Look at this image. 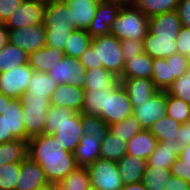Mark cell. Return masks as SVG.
Segmentation results:
<instances>
[{
	"mask_svg": "<svg viewBox=\"0 0 190 190\" xmlns=\"http://www.w3.org/2000/svg\"><path fill=\"white\" fill-rule=\"evenodd\" d=\"M75 113L74 110L51 106L46 116L44 134H53L63 122L71 118Z\"/></svg>",
	"mask_w": 190,
	"mask_h": 190,
	"instance_id": "42",
	"label": "cell"
},
{
	"mask_svg": "<svg viewBox=\"0 0 190 190\" xmlns=\"http://www.w3.org/2000/svg\"><path fill=\"white\" fill-rule=\"evenodd\" d=\"M171 69V83L181 77L190 68L189 57L175 53L166 58Z\"/></svg>",
	"mask_w": 190,
	"mask_h": 190,
	"instance_id": "46",
	"label": "cell"
},
{
	"mask_svg": "<svg viewBox=\"0 0 190 190\" xmlns=\"http://www.w3.org/2000/svg\"><path fill=\"white\" fill-rule=\"evenodd\" d=\"M20 174V163H7L0 166V190H15Z\"/></svg>",
	"mask_w": 190,
	"mask_h": 190,
	"instance_id": "44",
	"label": "cell"
},
{
	"mask_svg": "<svg viewBox=\"0 0 190 190\" xmlns=\"http://www.w3.org/2000/svg\"><path fill=\"white\" fill-rule=\"evenodd\" d=\"M148 31L149 17L134 4L121 7L111 27V34L120 41H143Z\"/></svg>",
	"mask_w": 190,
	"mask_h": 190,
	"instance_id": "3",
	"label": "cell"
},
{
	"mask_svg": "<svg viewBox=\"0 0 190 190\" xmlns=\"http://www.w3.org/2000/svg\"><path fill=\"white\" fill-rule=\"evenodd\" d=\"M86 80L83 89L85 91L111 90L119 83V78L111 71L97 68L85 72Z\"/></svg>",
	"mask_w": 190,
	"mask_h": 190,
	"instance_id": "27",
	"label": "cell"
},
{
	"mask_svg": "<svg viewBox=\"0 0 190 190\" xmlns=\"http://www.w3.org/2000/svg\"><path fill=\"white\" fill-rule=\"evenodd\" d=\"M100 137L83 135L73 154L77 167H88L100 159Z\"/></svg>",
	"mask_w": 190,
	"mask_h": 190,
	"instance_id": "19",
	"label": "cell"
},
{
	"mask_svg": "<svg viewBox=\"0 0 190 190\" xmlns=\"http://www.w3.org/2000/svg\"><path fill=\"white\" fill-rule=\"evenodd\" d=\"M157 143V138L148 129H142L126 143V155L147 160Z\"/></svg>",
	"mask_w": 190,
	"mask_h": 190,
	"instance_id": "24",
	"label": "cell"
},
{
	"mask_svg": "<svg viewBox=\"0 0 190 190\" xmlns=\"http://www.w3.org/2000/svg\"><path fill=\"white\" fill-rule=\"evenodd\" d=\"M133 115V108L124 87L119 82L105 94L104 110L98 115L109 126Z\"/></svg>",
	"mask_w": 190,
	"mask_h": 190,
	"instance_id": "6",
	"label": "cell"
},
{
	"mask_svg": "<svg viewBox=\"0 0 190 190\" xmlns=\"http://www.w3.org/2000/svg\"><path fill=\"white\" fill-rule=\"evenodd\" d=\"M72 10L73 27L87 30L95 17L98 2L91 0H64Z\"/></svg>",
	"mask_w": 190,
	"mask_h": 190,
	"instance_id": "22",
	"label": "cell"
},
{
	"mask_svg": "<svg viewBox=\"0 0 190 190\" xmlns=\"http://www.w3.org/2000/svg\"><path fill=\"white\" fill-rule=\"evenodd\" d=\"M190 183L178 177H171L163 190H187Z\"/></svg>",
	"mask_w": 190,
	"mask_h": 190,
	"instance_id": "55",
	"label": "cell"
},
{
	"mask_svg": "<svg viewBox=\"0 0 190 190\" xmlns=\"http://www.w3.org/2000/svg\"><path fill=\"white\" fill-rule=\"evenodd\" d=\"M28 156V141L15 139L0 143V166L7 163H21Z\"/></svg>",
	"mask_w": 190,
	"mask_h": 190,
	"instance_id": "30",
	"label": "cell"
},
{
	"mask_svg": "<svg viewBox=\"0 0 190 190\" xmlns=\"http://www.w3.org/2000/svg\"><path fill=\"white\" fill-rule=\"evenodd\" d=\"M127 145L123 139L113 135L110 131L102 139L100 145L101 159L119 161L126 155Z\"/></svg>",
	"mask_w": 190,
	"mask_h": 190,
	"instance_id": "31",
	"label": "cell"
},
{
	"mask_svg": "<svg viewBox=\"0 0 190 190\" xmlns=\"http://www.w3.org/2000/svg\"><path fill=\"white\" fill-rule=\"evenodd\" d=\"M28 156L40 165L50 184H58L77 167L74 154L66 151L52 134L30 138Z\"/></svg>",
	"mask_w": 190,
	"mask_h": 190,
	"instance_id": "1",
	"label": "cell"
},
{
	"mask_svg": "<svg viewBox=\"0 0 190 190\" xmlns=\"http://www.w3.org/2000/svg\"><path fill=\"white\" fill-rule=\"evenodd\" d=\"M29 55L18 46L8 43L0 50V73L28 63Z\"/></svg>",
	"mask_w": 190,
	"mask_h": 190,
	"instance_id": "33",
	"label": "cell"
},
{
	"mask_svg": "<svg viewBox=\"0 0 190 190\" xmlns=\"http://www.w3.org/2000/svg\"><path fill=\"white\" fill-rule=\"evenodd\" d=\"M178 144L182 148L190 144V120L182 123L179 127Z\"/></svg>",
	"mask_w": 190,
	"mask_h": 190,
	"instance_id": "53",
	"label": "cell"
},
{
	"mask_svg": "<svg viewBox=\"0 0 190 190\" xmlns=\"http://www.w3.org/2000/svg\"><path fill=\"white\" fill-rule=\"evenodd\" d=\"M33 73L34 70L28 63L0 73V92L12 99H20L27 91Z\"/></svg>",
	"mask_w": 190,
	"mask_h": 190,
	"instance_id": "8",
	"label": "cell"
},
{
	"mask_svg": "<svg viewBox=\"0 0 190 190\" xmlns=\"http://www.w3.org/2000/svg\"><path fill=\"white\" fill-rule=\"evenodd\" d=\"M16 138L12 133H8V123L5 115L0 114V143L13 141Z\"/></svg>",
	"mask_w": 190,
	"mask_h": 190,
	"instance_id": "54",
	"label": "cell"
},
{
	"mask_svg": "<svg viewBox=\"0 0 190 190\" xmlns=\"http://www.w3.org/2000/svg\"><path fill=\"white\" fill-rule=\"evenodd\" d=\"M49 184L40 165L29 156L20 163V174L15 190H35Z\"/></svg>",
	"mask_w": 190,
	"mask_h": 190,
	"instance_id": "14",
	"label": "cell"
},
{
	"mask_svg": "<svg viewBox=\"0 0 190 190\" xmlns=\"http://www.w3.org/2000/svg\"><path fill=\"white\" fill-rule=\"evenodd\" d=\"M182 151V147L176 143L158 142L155 150L147 158V168H168L176 161Z\"/></svg>",
	"mask_w": 190,
	"mask_h": 190,
	"instance_id": "23",
	"label": "cell"
},
{
	"mask_svg": "<svg viewBox=\"0 0 190 190\" xmlns=\"http://www.w3.org/2000/svg\"><path fill=\"white\" fill-rule=\"evenodd\" d=\"M120 45L125 61L132 60V58L144 53L143 41H135L134 39L121 40Z\"/></svg>",
	"mask_w": 190,
	"mask_h": 190,
	"instance_id": "47",
	"label": "cell"
},
{
	"mask_svg": "<svg viewBox=\"0 0 190 190\" xmlns=\"http://www.w3.org/2000/svg\"><path fill=\"white\" fill-rule=\"evenodd\" d=\"M5 117L8 123V133L22 141H28L29 138L26 135L25 127L23 124V109L21 99H13L10 105L4 111Z\"/></svg>",
	"mask_w": 190,
	"mask_h": 190,
	"instance_id": "28",
	"label": "cell"
},
{
	"mask_svg": "<svg viewBox=\"0 0 190 190\" xmlns=\"http://www.w3.org/2000/svg\"><path fill=\"white\" fill-rule=\"evenodd\" d=\"M171 177L172 174L168 168H146L142 177V183L147 190H163Z\"/></svg>",
	"mask_w": 190,
	"mask_h": 190,
	"instance_id": "37",
	"label": "cell"
},
{
	"mask_svg": "<svg viewBox=\"0 0 190 190\" xmlns=\"http://www.w3.org/2000/svg\"><path fill=\"white\" fill-rule=\"evenodd\" d=\"M24 0H0V23H5Z\"/></svg>",
	"mask_w": 190,
	"mask_h": 190,
	"instance_id": "49",
	"label": "cell"
},
{
	"mask_svg": "<svg viewBox=\"0 0 190 190\" xmlns=\"http://www.w3.org/2000/svg\"><path fill=\"white\" fill-rule=\"evenodd\" d=\"M58 185L63 190H88L91 183L87 167H76Z\"/></svg>",
	"mask_w": 190,
	"mask_h": 190,
	"instance_id": "36",
	"label": "cell"
},
{
	"mask_svg": "<svg viewBox=\"0 0 190 190\" xmlns=\"http://www.w3.org/2000/svg\"><path fill=\"white\" fill-rule=\"evenodd\" d=\"M9 43L18 46L28 55L46 46V30L44 24L9 30Z\"/></svg>",
	"mask_w": 190,
	"mask_h": 190,
	"instance_id": "10",
	"label": "cell"
},
{
	"mask_svg": "<svg viewBox=\"0 0 190 190\" xmlns=\"http://www.w3.org/2000/svg\"><path fill=\"white\" fill-rule=\"evenodd\" d=\"M80 64L87 70L96 69L95 52H93L92 45L88 47L79 58Z\"/></svg>",
	"mask_w": 190,
	"mask_h": 190,
	"instance_id": "52",
	"label": "cell"
},
{
	"mask_svg": "<svg viewBox=\"0 0 190 190\" xmlns=\"http://www.w3.org/2000/svg\"><path fill=\"white\" fill-rule=\"evenodd\" d=\"M85 90L73 84L58 85L50 97L53 107H63L81 113Z\"/></svg>",
	"mask_w": 190,
	"mask_h": 190,
	"instance_id": "16",
	"label": "cell"
},
{
	"mask_svg": "<svg viewBox=\"0 0 190 190\" xmlns=\"http://www.w3.org/2000/svg\"><path fill=\"white\" fill-rule=\"evenodd\" d=\"M83 135L100 137V142L109 131V125L99 116L81 113Z\"/></svg>",
	"mask_w": 190,
	"mask_h": 190,
	"instance_id": "39",
	"label": "cell"
},
{
	"mask_svg": "<svg viewBox=\"0 0 190 190\" xmlns=\"http://www.w3.org/2000/svg\"><path fill=\"white\" fill-rule=\"evenodd\" d=\"M44 27L46 30V46L64 51L73 27L72 10L64 0H49L45 2Z\"/></svg>",
	"mask_w": 190,
	"mask_h": 190,
	"instance_id": "2",
	"label": "cell"
},
{
	"mask_svg": "<svg viewBox=\"0 0 190 190\" xmlns=\"http://www.w3.org/2000/svg\"><path fill=\"white\" fill-rule=\"evenodd\" d=\"M45 2L41 0H24L23 3L11 13L4 23L11 29L28 27L44 23Z\"/></svg>",
	"mask_w": 190,
	"mask_h": 190,
	"instance_id": "9",
	"label": "cell"
},
{
	"mask_svg": "<svg viewBox=\"0 0 190 190\" xmlns=\"http://www.w3.org/2000/svg\"><path fill=\"white\" fill-rule=\"evenodd\" d=\"M9 43V29L4 23H0V50Z\"/></svg>",
	"mask_w": 190,
	"mask_h": 190,
	"instance_id": "56",
	"label": "cell"
},
{
	"mask_svg": "<svg viewBox=\"0 0 190 190\" xmlns=\"http://www.w3.org/2000/svg\"><path fill=\"white\" fill-rule=\"evenodd\" d=\"M144 52L151 58H167L177 53L176 38L155 36L149 31L143 40Z\"/></svg>",
	"mask_w": 190,
	"mask_h": 190,
	"instance_id": "21",
	"label": "cell"
},
{
	"mask_svg": "<svg viewBox=\"0 0 190 190\" xmlns=\"http://www.w3.org/2000/svg\"><path fill=\"white\" fill-rule=\"evenodd\" d=\"M181 123L169 116H164L153 123L148 130L162 143H178L179 127Z\"/></svg>",
	"mask_w": 190,
	"mask_h": 190,
	"instance_id": "29",
	"label": "cell"
},
{
	"mask_svg": "<svg viewBox=\"0 0 190 190\" xmlns=\"http://www.w3.org/2000/svg\"><path fill=\"white\" fill-rule=\"evenodd\" d=\"M65 56L59 48L45 46L29 54L28 64L34 71L47 73Z\"/></svg>",
	"mask_w": 190,
	"mask_h": 190,
	"instance_id": "20",
	"label": "cell"
},
{
	"mask_svg": "<svg viewBox=\"0 0 190 190\" xmlns=\"http://www.w3.org/2000/svg\"><path fill=\"white\" fill-rule=\"evenodd\" d=\"M119 82L126 90L132 108L139 106V103L149 100L160 90L149 78L119 79Z\"/></svg>",
	"mask_w": 190,
	"mask_h": 190,
	"instance_id": "17",
	"label": "cell"
},
{
	"mask_svg": "<svg viewBox=\"0 0 190 190\" xmlns=\"http://www.w3.org/2000/svg\"><path fill=\"white\" fill-rule=\"evenodd\" d=\"M92 37L84 29H76L71 32L64 54L73 59H79L85 50L90 47Z\"/></svg>",
	"mask_w": 190,
	"mask_h": 190,
	"instance_id": "34",
	"label": "cell"
},
{
	"mask_svg": "<svg viewBox=\"0 0 190 190\" xmlns=\"http://www.w3.org/2000/svg\"><path fill=\"white\" fill-rule=\"evenodd\" d=\"M182 27L177 11H169L149 18V32L155 36L177 38Z\"/></svg>",
	"mask_w": 190,
	"mask_h": 190,
	"instance_id": "18",
	"label": "cell"
},
{
	"mask_svg": "<svg viewBox=\"0 0 190 190\" xmlns=\"http://www.w3.org/2000/svg\"><path fill=\"white\" fill-rule=\"evenodd\" d=\"M35 190H48V185L43 186V187H41V188H39V189H35Z\"/></svg>",
	"mask_w": 190,
	"mask_h": 190,
	"instance_id": "62",
	"label": "cell"
},
{
	"mask_svg": "<svg viewBox=\"0 0 190 190\" xmlns=\"http://www.w3.org/2000/svg\"><path fill=\"white\" fill-rule=\"evenodd\" d=\"M23 124L30 139L44 134L46 116L51 108L50 99L46 96L22 95Z\"/></svg>",
	"mask_w": 190,
	"mask_h": 190,
	"instance_id": "5",
	"label": "cell"
},
{
	"mask_svg": "<svg viewBox=\"0 0 190 190\" xmlns=\"http://www.w3.org/2000/svg\"><path fill=\"white\" fill-rule=\"evenodd\" d=\"M87 169L91 185L99 190H120L124 185L116 161L100 158Z\"/></svg>",
	"mask_w": 190,
	"mask_h": 190,
	"instance_id": "7",
	"label": "cell"
},
{
	"mask_svg": "<svg viewBox=\"0 0 190 190\" xmlns=\"http://www.w3.org/2000/svg\"><path fill=\"white\" fill-rule=\"evenodd\" d=\"M82 130L81 113L76 112L63 122L52 135L66 151L73 153L83 136Z\"/></svg>",
	"mask_w": 190,
	"mask_h": 190,
	"instance_id": "15",
	"label": "cell"
},
{
	"mask_svg": "<svg viewBox=\"0 0 190 190\" xmlns=\"http://www.w3.org/2000/svg\"><path fill=\"white\" fill-rule=\"evenodd\" d=\"M120 8V6L107 1L99 2L95 12V17L86 30L87 33L92 38L111 34V27Z\"/></svg>",
	"mask_w": 190,
	"mask_h": 190,
	"instance_id": "13",
	"label": "cell"
},
{
	"mask_svg": "<svg viewBox=\"0 0 190 190\" xmlns=\"http://www.w3.org/2000/svg\"><path fill=\"white\" fill-rule=\"evenodd\" d=\"M109 3L116 4L120 7L128 6V5H133L136 0H104Z\"/></svg>",
	"mask_w": 190,
	"mask_h": 190,
	"instance_id": "60",
	"label": "cell"
},
{
	"mask_svg": "<svg viewBox=\"0 0 190 190\" xmlns=\"http://www.w3.org/2000/svg\"><path fill=\"white\" fill-rule=\"evenodd\" d=\"M177 53L181 55L190 56V29L181 27L179 34L176 38Z\"/></svg>",
	"mask_w": 190,
	"mask_h": 190,
	"instance_id": "48",
	"label": "cell"
},
{
	"mask_svg": "<svg viewBox=\"0 0 190 190\" xmlns=\"http://www.w3.org/2000/svg\"><path fill=\"white\" fill-rule=\"evenodd\" d=\"M153 74V58L145 52L139 54L132 60L125 61L122 74L119 79L130 78H149L152 79Z\"/></svg>",
	"mask_w": 190,
	"mask_h": 190,
	"instance_id": "26",
	"label": "cell"
},
{
	"mask_svg": "<svg viewBox=\"0 0 190 190\" xmlns=\"http://www.w3.org/2000/svg\"><path fill=\"white\" fill-rule=\"evenodd\" d=\"M91 1H96V2H102V1H104V0H91Z\"/></svg>",
	"mask_w": 190,
	"mask_h": 190,
	"instance_id": "64",
	"label": "cell"
},
{
	"mask_svg": "<svg viewBox=\"0 0 190 190\" xmlns=\"http://www.w3.org/2000/svg\"><path fill=\"white\" fill-rule=\"evenodd\" d=\"M180 0H136L134 5L149 18L161 13L176 11Z\"/></svg>",
	"mask_w": 190,
	"mask_h": 190,
	"instance_id": "35",
	"label": "cell"
},
{
	"mask_svg": "<svg viewBox=\"0 0 190 190\" xmlns=\"http://www.w3.org/2000/svg\"><path fill=\"white\" fill-rule=\"evenodd\" d=\"M120 190H147L143 185L142 181L131 183V184H124Z\"/></svg>",
	"mask_w": 190,
	"mask_h": 190,
	"instance_id": "59",
	"label": "cell"
},
{
	"mask_svg": "<svg viewBox=\"0 0 190 190\" xmlns=\"http://www.w3.org/2000/svg\"><path fill=\"white\" fill-rule=\"evenodd\" d=\"M140 130L142 127L134 115L109 126V131L126 143Z\"/></svg>",
	"mask_w": 190,
	"mask_h": 190,
	"instance_id": "38",
	"label": "cell"
},
{
	"mask_svg": "<svg viewBox=\"0 0 190 190\" xmlns=\"http://www.w3.org/2000/svg\"><path fill=\"white\" fill-rule=\"evenodd\" d=\"M178 158L184 161V165H190V144L182 148Z\"/></svg>",
	"mask_w": 190,
	"mask_h": 190,
	"instance_id": "57",
	"label": "cell"
},
{
	"mask_svg": "<svg viewBox=\"0 0 190 190\" xmlns=\"http://www.w3.org/2000/svg\"><path fill=\"white\" fill-rule=\"evenodd\" d=\"M85 72L86 69L80 64L79 59L65 55L47 73L58 85L73 84L76 87L83 88L86 80Z\"/></svg>",
	"mask_w": 190,
	"mask_h": 190,
	"instance_id": "11",
	"label": "cell"
},
{
	"mask_svg": "<svg viewBox=\"0 0 190 190\" xmlns=\"http://www.w3.org/2000/svg\"><path fill=\"white\" fill-rule=\"evenodd\" d=\"M166 93L190 104V68L171 83Z\"/></svg>",
	"mask_w": 190,
	"mask_h": 190,
	"instance_id": "45",
	"label": "cell"
},
{
	"mask_svg": "<svg viewBox=\"0 0 190 190\" xmlns=\"http://www.w3.org/2000/svg\"><path fill=\"white\" fill-rule=\"evenodd\" d=\"M170 173L173 177H178L190 183V165H184V161L177 158L170 167Z\"/></svg>",
	"mask_w": 190,
	"mask_h": 190,
	"instance_id": "50",
	"label": "cell"
},
{
	"mask_svg": "<svg viewBox=\"0 0 190 190\" xmlns=\"http://www.w3.org/2000/svg\"><path fill=\"white\" fill-rule=\"evenodd\" d=\"M166 115L181 124L190 120V104L167 94Z\"/></svg>",
	"mask_w": 190,
	"mask_h": 190,
	"instance_id": "43",
	"label": "cell"
},
{
	"mask_svg": "<svg viewBox=\"0 0 190 190\" xmlns=\"http://www.w3.org/2000/svg\"><path fill=\"white\" fill-rule=\"evenodd\" d=\"M12 100V98L7 97L0 92V114H4L5 109L10 105Z\"/></svg>",
	"mask_w": 190,
	"mask_h": 190,
	"instance_id": "58",
	"label": "cell"
},
{
	"mask_svg": "<svg viewBox=\"0 0 190 190\" xmlns=\"http://www.w3.org/2000/svg\"><path fill=\"white\" fill-rule=\"evenodd\" d=\"M152 81L160 91H166L171 85V69L166 58L153 59Z\"/></svg>",
	"mask_w": 190,
	"mask_h": 190,
	"instance_id": "40",
	"label": "cell"
},
{
	"mask_svg": "<svg viewBox=\"0 0 190 190\" xmlns=\"http://www.w3.org/2000/svg\"><path fill=\"white\" fill-rule=\"evenodd\" d=\"M91 45L95 52L96 69L103 67L119 77L125 64L120 40L112 34L102 35L92 38Z\"/></svg>",
	"mask_w": 190,
	"mask_h": 190,
	"instance_id": "4",
	"label": "cell"
},
{
	"mask_svg": "<svg viewBox=\"0 0 190 190\" xmlns=\"http://www.w3.org/2000/svg\"><path fill=\"white\" fill-rule=\"evenodd\" d=\"M88 190H99V189L96 188V187H94V186H92V185H90L89 188H88Z\"/></svg>",
	"mask_w": 190,
	"mask_h": 190,
	"instance_id": "63",
	"label": "cell"
},
{
	"mask_svg": "<svg viewBox=\"0 0 190 190\" xmlns=\"http://www.w3.org/2000/svg\"><path fill=\"white\" fill-rule=\"evenodd\" d=\"M57 87L58 84L48 73L34 71L33 76L30 78L27 91L23 95L46 96L50 99Z\"/></svg>",
	"mask_w": 190,
	"mask_h": 190,
	"instance_id": "32",
	"label": "cell"
},
{
	"mask_svg": "<svg viewBox=\"0 0 190 190\" xmlns=\"http://www.w3.org/2000/svg\"><path fill=\"white\" fill-rule=\"evenodd\" d=\"M176 11L182 26L190 29V0H180Z\"/></svg>",
	"mask_w": 190,
	"mask_h": 190,
	"instance_id": "51",
	"label": "cell"
},
{
	"mask_svg": "<svg viewBox=\"0 0 190 190\" xmlns=\"http://www.w3.org/2000/svg\"><path fill=\"white\" fill-rule=\"evenodd\" d=\"M167 93L159 91L147 101L133 108V115L139 121L142 129H148L153 123L166 116Z\"/></svg>",
	"mask_w": 190,
	"mask_h": 190,
	"instance_id": "12",
	"label": "cell"
},
{
	"mask_svg": "<svg viewBox=\"0 0 190 190\" xmlns=\"http://www.w3.org/2000/svg\"><path fill=\"white\" fill-rule=\"evenodd\" d=\"M109 91H85L81 113L98 116L104 110L105 94Z\"/></svg>",
	"mask_w": 190,
	"mask_h": 190,
	"instance_id": "41",
	"label": "cell"
},
{
	"mask_svg": "<svg viewBox=\"0 0 190 190\" xmlns=\"http://www.w3.org/2000/svg\"><path fill=\"white\" fill-rule=\"evenodd\" d=\"M117 166L123 184H131L142 181L143 174L147 168V160L133 155H125L117 161Z\"/></svg>",
	"mask_w": 190,
	"mask_h": 190,
	"instance_id": "25",
	"label": "cell"
},
{
	"mask_svg": "<svg viewBox=\"0 0 190 190\" xmlns=\"http://www.w3.org/2000/svg\"><path fill=\"white\" fill-rule=\"evenodd\" d=\"M48 190H63L58 184H49Z\"/></svg>",
	"mask_w": 190,
	"mask_h": 190,
	"instance_id": "61",
	"label": "cell"
}]
</instances>
